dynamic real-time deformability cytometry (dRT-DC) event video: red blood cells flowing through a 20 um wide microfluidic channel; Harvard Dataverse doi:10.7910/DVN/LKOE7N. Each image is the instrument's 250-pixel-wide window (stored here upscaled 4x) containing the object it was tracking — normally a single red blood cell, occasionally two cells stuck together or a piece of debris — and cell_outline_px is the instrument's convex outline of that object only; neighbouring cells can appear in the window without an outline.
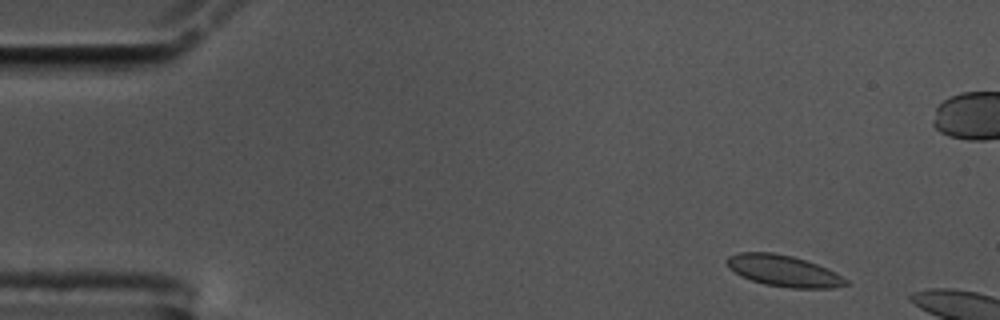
{"species": "common noctule bat (a hibernating species)", "species_latin": "Nyctalus noctula", "temperature_condition": "cold", "stored_images_in_passage": 9, "camera_frame_rate_fps": 3000, "um_per_image_px": 0.085, "animal": {"sex": "male", "body_mass_g": 17.5, "forearm_length_mm": 52.3}, "frame": {"image": 1, "passage_image": 4, "time_ms": 1.0, "image_size_px": [1000, 320], "cell_outline_px": [[848, 284], [832, 288], [792, 288], [764, 284], [740, 276], [728, 268], [724, 260], [728, 256], [740, 252], [772, 252], [792, 256], [816, 264], [836, 272], [848, 280]], "centroid_in_image_um": [66.56, 23.02], "position_along_channel_um": 18.4, "area_um2": 21.73}}